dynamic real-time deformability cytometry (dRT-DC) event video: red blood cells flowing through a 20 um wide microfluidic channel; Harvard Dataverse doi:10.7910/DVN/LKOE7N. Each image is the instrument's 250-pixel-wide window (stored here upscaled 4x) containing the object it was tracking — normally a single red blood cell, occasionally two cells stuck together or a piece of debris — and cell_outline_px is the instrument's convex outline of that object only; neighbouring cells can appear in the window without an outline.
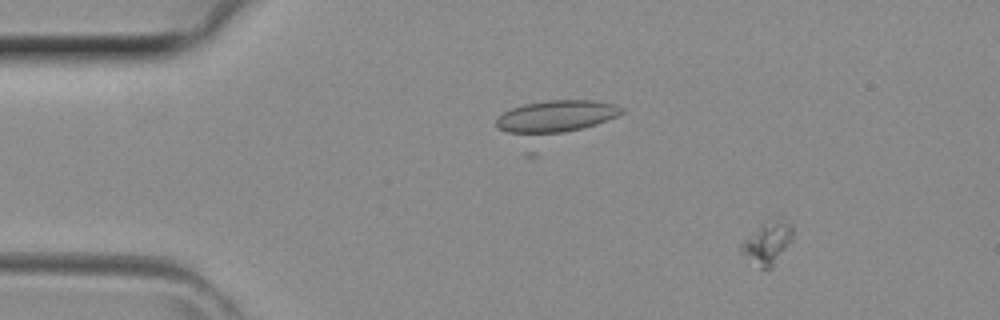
{"species": "common noctule bat (a hibernating species)", "species_latin": "Nyctalus noctula", "temperature_condition": "room temperature", "stored_images_in_passage": 42, "camera_frame_rate_fps": 3000, "um_per_image_px": 0.085, "animal": {"sex": "female", "body_mass_g": 29.2, "forearm_length_mm": 56.3}, "frame": {"image": 1, "passage_image": 5, "time_ms": 1.333, "image_size_px": [1000, 320], "cell_outline_px": [[792, 240], [772, 268], [760, 268], [740, 252], [740, 244], [744, 240], [764, 224], [776, 216], [792, 224]], "centroid_in_image_um": [65.26, 20.65], "position_along_channel_um": 19.7, "area_um2": 12.48}}
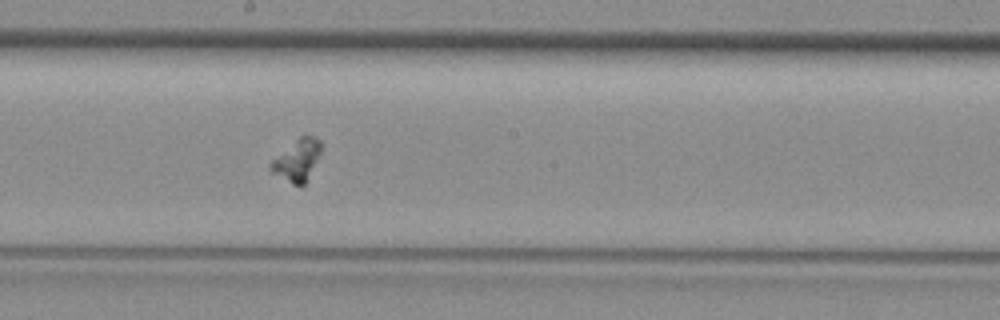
{"frame": {"image": 2, "passage_image": 23, "time_ms": 7.333, "image_size_px": [1000, 320], "cell_outline_px": [[320, 156], [304, 184], [292, 184], [272, 172], [268, 168], [268, 164], [272, 160], [300, 136], [312, 136], [320, 140]], "centroid_in_image_um": [25.25, 13.61], "position_along_channel_um": 223.0, "area_um2": 11.85}}
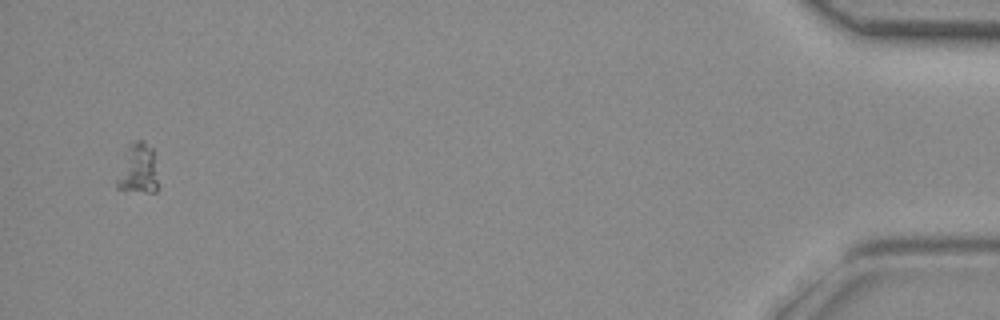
{"frame": {"image": 3, "passage_image": 41, "time_ms": 13.333, "image_size_px": [1000, 320], "cell_outline_px": [[160, 188], [156, 192], [124, 192], [116, 188], [116, 180], [128, 144], [132, 140], [144, 140], [152, 148]], "centroid_in_image_um": [11.74, 14.39], "position_along_channel_um": 423.5, "area_um2": 12.54}}